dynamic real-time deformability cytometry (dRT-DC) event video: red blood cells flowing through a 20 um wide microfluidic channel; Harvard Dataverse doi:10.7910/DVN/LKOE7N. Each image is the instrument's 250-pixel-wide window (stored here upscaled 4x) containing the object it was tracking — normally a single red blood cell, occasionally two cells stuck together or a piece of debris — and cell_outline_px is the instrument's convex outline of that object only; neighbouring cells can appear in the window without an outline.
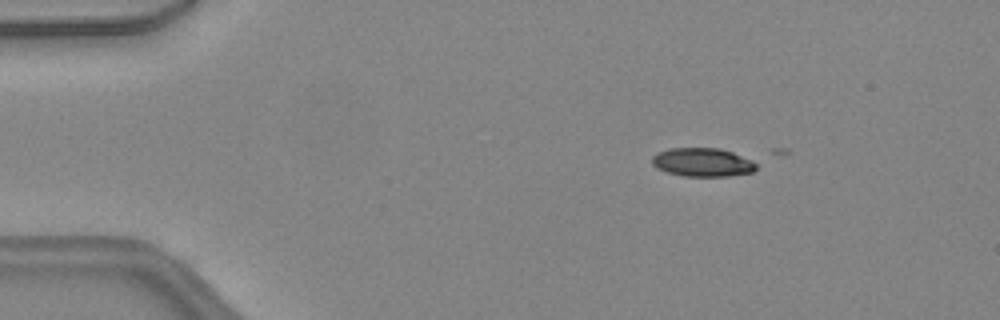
{"species": "common noctule bat (a hibernating species)", "species_latin": "Nyctalus noctula", "temperature_condition": "warm", "stored_images_in_passage": 5, "camera_frame_rate_fps": 3000, "um_per_image_px": 0.085, "animal": {"sex": "female", "body_mass_g": 24.6, "forearm_length_mm": 56.2}, "frame": {"image": 1, "passage_image": 1, "time_ms": 0.0, "image_size_px": [1000, 320], "cell_outline_px": [[756, 168], [752, 172], [728, 176], [684, 176], [668, 172], [656, 168], [652, 164], [652, 156], [656, 152], [672, 148], [720, 148], [732, 152], [752, 160], [756, 164]], "centroid_in_image_um": [59.69, 13.79], "position_along_channel_um": 25.3, "area_um2": 17.34}}